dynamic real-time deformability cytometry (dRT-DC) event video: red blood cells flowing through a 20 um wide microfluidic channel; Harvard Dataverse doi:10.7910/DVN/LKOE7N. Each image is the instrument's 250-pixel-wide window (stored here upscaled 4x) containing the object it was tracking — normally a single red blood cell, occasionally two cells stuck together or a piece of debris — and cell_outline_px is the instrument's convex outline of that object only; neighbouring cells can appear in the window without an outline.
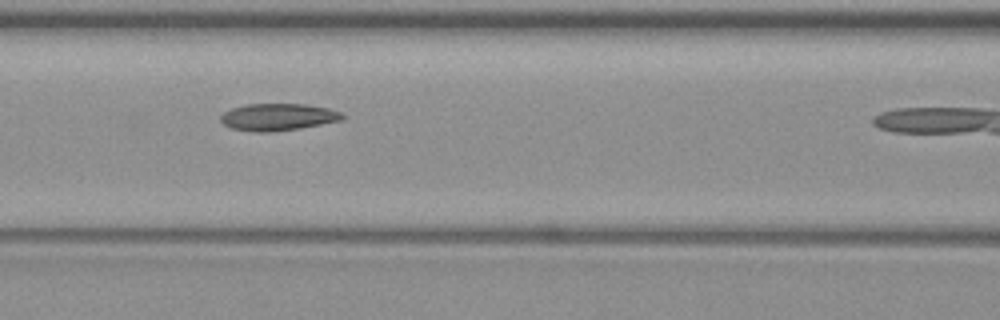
{"species": "common noctule bat (a hibernating species)", "species_latin": "Nyctalus noctula", "temperature_condition": "warm", "stored_images_in_passage": 8, "camera_frame_rate_fps": 3000, "um_per_image_px": 0.085, "animal": {"sex": "female", "body_mass_g": 19.3, "forearm_length_mm": 54.1}, "frame": {"image": 1, "passage_image": 5, "time_ms": 5.667, "image_size_px": [1000, 320], "cell_outline_px": [[344, 120], [300, 128], [268, 132], [256, 132], [232, 128], [224, 124], [220, 120], [220, 116], [224, 112], [232, 108], [244, 104], [304, 104], [328, 108], [340, 112], [344, 116]], "centroid_in_image_um": [23.63, 9.94], "position_along_channel_um": 143.0, "area_um2": 19.13}}
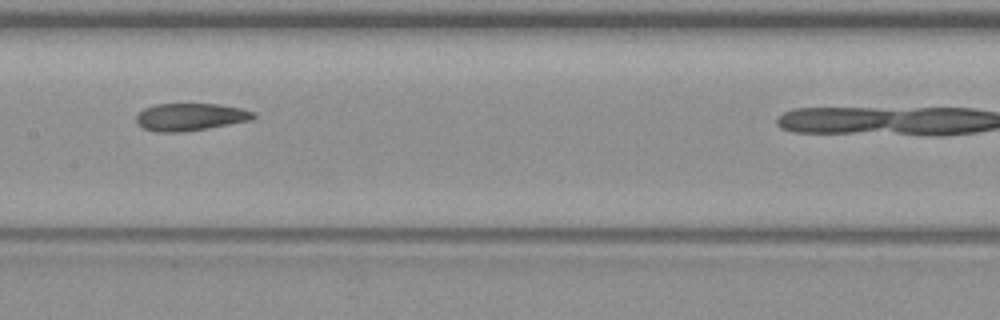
{"frame": {"image": 2, "passage_image": 6, "time_ms": 7.0, "image_size_px": [1000, 320], "cell_outline_px": [[256, 116], [252, 120], [208, 128], [184, 132], [156, 132], [144, 128], [136, 124], [136, 116], [144, 108], [156, 104], [220, 104], [244, 108], [256, 112]], "centroid_in_image_um": [16.21, 9.94], "position_along_channel_um": 191.2, "area_um2": 18.96}}
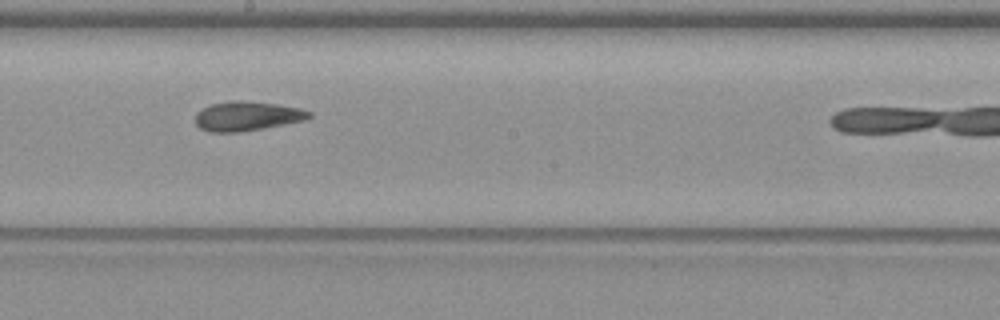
{"frame": {"image": 3, "passage_image": 7, "time_ms": 8.0, "image_size_px": [1000, 320], "cell_outline_px": [[312, 116], [304, 120], [264, 128], [240, 132], [208, 132], [200, 128], [196, 124], [196, 112], [200, 108], [212, 104], [236, 100], [248, 100], [280, 104], [300, 108], [312, 112]], "centroid_in_image_um": [21.0, 9.86], "position_along_channel_um": 227.2, "area_um2": 19.71}}